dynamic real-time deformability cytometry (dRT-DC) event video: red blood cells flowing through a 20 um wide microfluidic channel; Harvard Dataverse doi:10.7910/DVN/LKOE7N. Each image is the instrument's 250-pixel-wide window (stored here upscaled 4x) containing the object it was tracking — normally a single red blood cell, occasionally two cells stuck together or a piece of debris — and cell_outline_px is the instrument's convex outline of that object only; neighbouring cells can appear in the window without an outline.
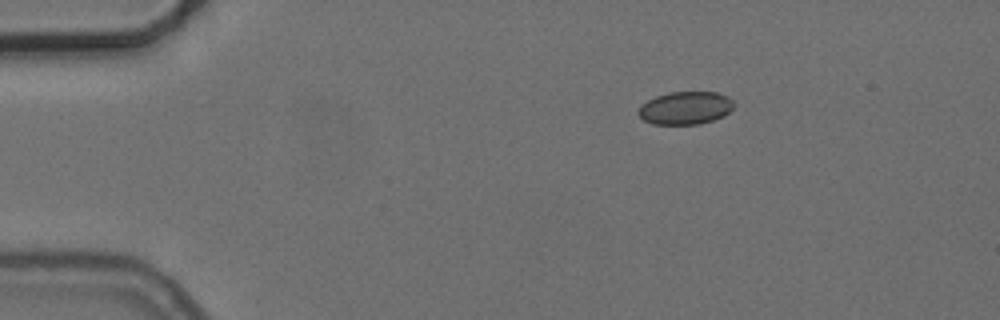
{"species": "common noctule bat (a hibernating species)", "species_latin": "Nyctalus noctula", "temperature_condition": "cold", "stored_images_in_passage": 4, "camera_frame_rate_fps": 3000, "um_per_image_px": 0.085, "animal": {"sex": "female", "body_mass_g": 24.6, "forearm_length_mm": 56.2}, "frame": {"image": 1, "passage_image": 1, "time_ms": 0.0, "image_size_px": [1000, 320], "cell_outline_px": [[732, 108], [724, 116], [700, 124], [652, 124], [644, 120], [636, 112], [640, 104], [656, 96], [668, 92], [716, 92], [728, 96], [732, 100]], "centroid_in_image_um": [58.22, 9.17], "position_along_channel_um": 26.8, "area_um2": 18.32}}